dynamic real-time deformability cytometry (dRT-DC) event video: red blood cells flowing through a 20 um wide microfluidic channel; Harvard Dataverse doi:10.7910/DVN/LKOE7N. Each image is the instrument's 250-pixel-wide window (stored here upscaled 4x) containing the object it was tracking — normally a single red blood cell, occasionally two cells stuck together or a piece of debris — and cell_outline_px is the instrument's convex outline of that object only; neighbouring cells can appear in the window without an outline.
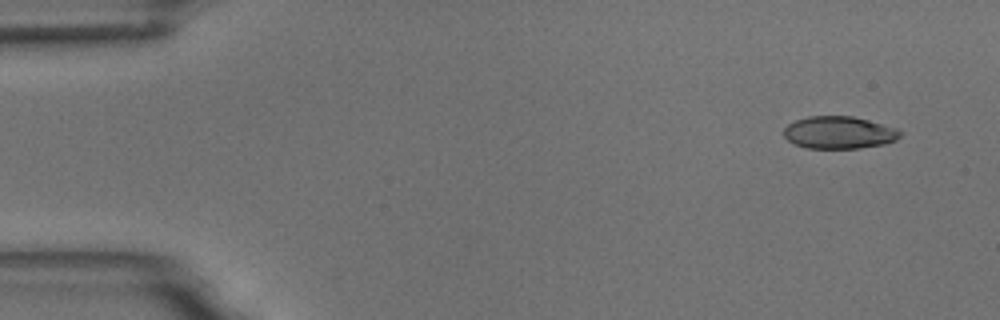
{"species": "common noctule bat (a hibernating species)", "species_latin": "Nyctalus noctula", "temperature_condition": "room temperature", "stored_images_in_passage": 8, "camera_frame_rate_fps": 3000, "um_per_image_px": 0.085, "animal": {"sex": "male", "body_mass_g": 18.8}, "frame": {"image": 1, "passage_image": 1, "time_ms": 0.0, "image_size_px": [1000, 320], "cell_outline_px": [[904, 132], [896, 140], [884, 144], [860, 148], [808, 148], [796, 144], [788, 140], [784, 136], [784, 128], [788, 124], [796, 120], [808, 116], [852, 116], [868, 120], [896, 128]], "centroid_in_image_um": [71.34, 11.26], "position_along_channel_um": 13.7, "area_um2": 21.91}}
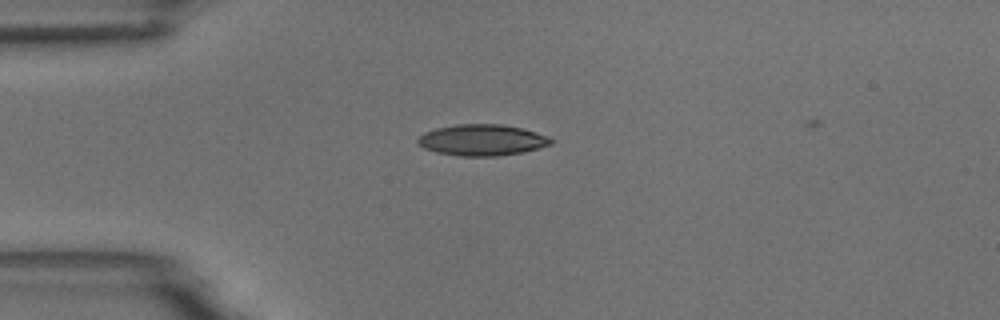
{"frame": {"image": 2, "passage_image": 4, "time_ms": 3.333, "image_size_px": [1000, 320], "cell_outline_px": [[556, 140], [552, 144], [540, 148], [520, 152], [496, 156], [460, 156], [436, 152], [424, 148], [416, 140], [424, 132], [436, 128], [456, 124], [500, 124], [524, 128], [548, 136]], "centroid_in_image_um": [41.01, 11.89], "position_along_channel_um": 44.0, "area_um2": 24.28}}
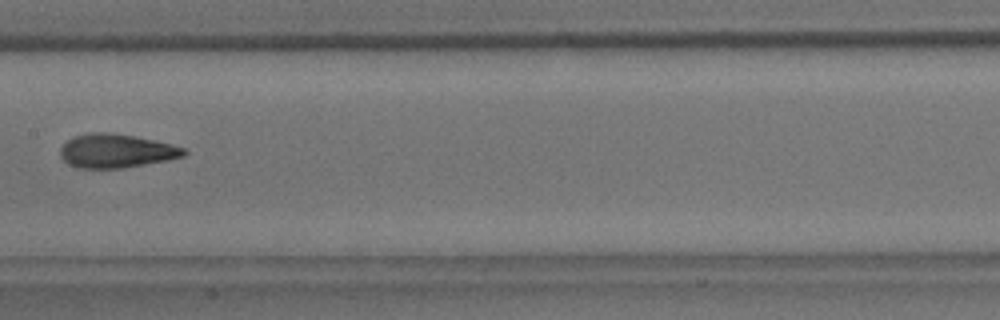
{"frame": {"image": 3, "passage_image": 8, "time_ms": 8.0, "image_size_px": [1000, 320], "cell_outline_px": [[188, 152], [184, 156], [168, 160], [120, 168], [80, 168], [68, 164], [60, 156], [60, 148], [72, 136], [88, 132], [108, 132], [132, 136], [152, 140], [184, 148]], "centroid_in_image_um": [9.83, 12.82], "position_along_channel_um": 197.6, "area_um2": 24.1}}